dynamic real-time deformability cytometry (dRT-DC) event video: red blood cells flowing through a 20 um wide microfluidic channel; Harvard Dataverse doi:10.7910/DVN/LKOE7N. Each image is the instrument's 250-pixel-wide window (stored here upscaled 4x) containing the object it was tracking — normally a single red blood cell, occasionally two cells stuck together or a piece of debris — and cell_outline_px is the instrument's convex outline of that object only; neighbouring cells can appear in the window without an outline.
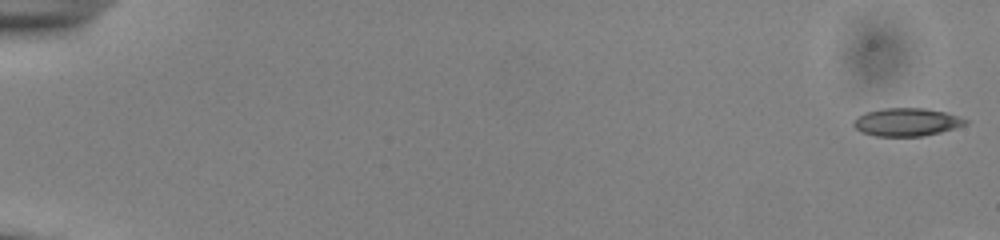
{"species": "common noctule bat (a hibernating species)", "species_latin": "Nyctalus noctula", "temperature_condition": "cold", "stored_images_in_passage": 15, "camera_frame_rate_fps": 3000, "um_per_image_px": 0.085, "animal": {"sex": "male", "body_mass_g": 13.0, "forearm_length_mm": 53.1}, "frame": {"image": 1, "passage_image": 1, "time_ms": 0.0, "image_size_px": [1000, 240], "cell_outline_px": [[968, 124], [940, 132], [920, 136], [876, 136], [860, 132], [852, 124], [852, 120], [856, 116], [864, 112], [884, 108], [924, 108], [944, 112], [968, 120]], "centroid_in_image_um": [77.0, 10.37], "position_along_channel_um": 8.0, "area_um2": 18.26}}